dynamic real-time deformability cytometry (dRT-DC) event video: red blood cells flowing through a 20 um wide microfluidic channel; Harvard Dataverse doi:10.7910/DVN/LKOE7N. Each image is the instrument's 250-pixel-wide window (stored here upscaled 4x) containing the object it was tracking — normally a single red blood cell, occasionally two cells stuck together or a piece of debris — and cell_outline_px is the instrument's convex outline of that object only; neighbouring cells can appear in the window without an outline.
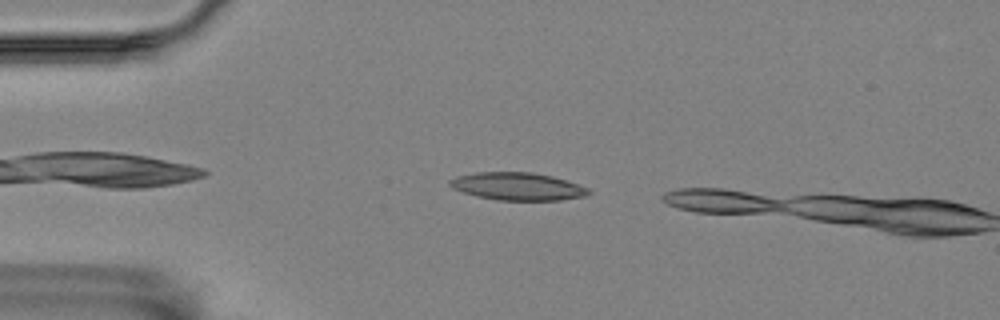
{"species": "Egyptian fruit bat (a non-hibernating species)", "species_latin": "Rousettus aegyptiacus", "temperature_condition": "room temperature", "stored_images_in_passage": 7, "camera_frame_rate_fps": 3000, "um_per_image_px": 0.085, "animal": {"sex": "female"}, "frame": {"image": 1, "passage_image": 4, "time_ms": 1.0, "image_size_px": [1000, 320], "cell_outline_px": [[592, 192], [588, 196], [560, 200], [496, 200], [476, 196], [452, 188], [448, 184], [448, 180], [456, 176], [476, 172], [532, 172], [552, 176], [588, 188]], "centroid_in_image_um": [43.98, 15.84], "position_along_channel_um": 41.0, "area_um2": 22.43}}